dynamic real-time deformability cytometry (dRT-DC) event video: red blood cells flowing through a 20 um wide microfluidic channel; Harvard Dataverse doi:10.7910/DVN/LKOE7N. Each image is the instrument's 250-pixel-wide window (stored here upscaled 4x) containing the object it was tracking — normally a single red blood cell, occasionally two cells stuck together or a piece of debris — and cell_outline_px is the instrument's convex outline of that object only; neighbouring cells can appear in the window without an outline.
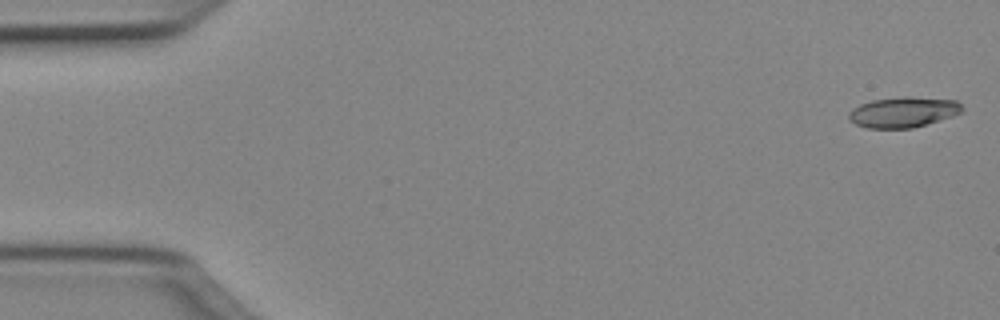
{"species": "Egyptian fruit bat (a non-hibernating species)", "species_latin": "Rousettus aegyptiacus", "temperature_condition": "cold", "stored_images_in_passage": 49, "camera_frame_rate_fps": 3000, "um_per_image_px": 0.085, "animal": {"sex": "female"}, "frame": {"image": 1, "passage_image": 1, "time_ms": 0.0, "image_size_px": [1000, 320], "cell_outline_px": [[964, 112], [952, 116], [912, 128], [868, 128], [856, 124], [848, 120], [848, 112], [852, 108], [860, 104], [872, 100], [904, 96], [908, 96], [956, 100], [964, 108]], "centroid_in_image_um": [76.76, 9.52], "position_along_channel_um": 8.2, "area_um2": 20.23}}
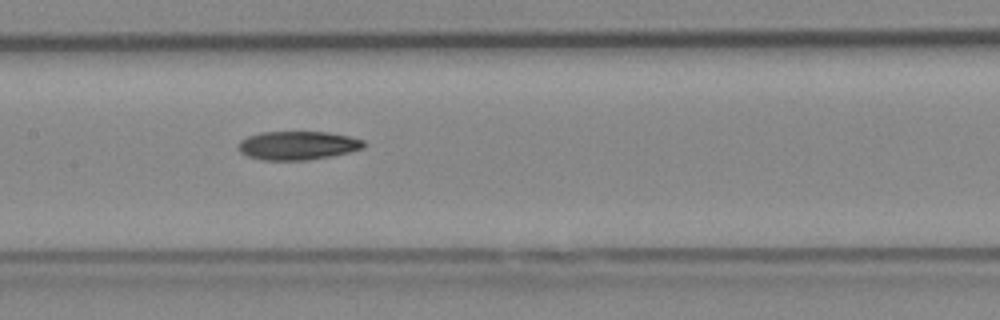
{"frame": {"image": 2, "passage_image": 24, "time_ms": 7.667, "image_size_px": [1000, 320], "cell_outline_px": [[364, 148], [348, 152], [308, 160], [260, 160], [248, 156], [240, 152], [236, 148], [240, 140], [248, 136], [260, 132], [328, 132], [348, 136], [364, 140]], "centroid_in_image_um": [25.25, 12.36], "position_along_channel_um": 182.1, "area_um2": 20.92}}
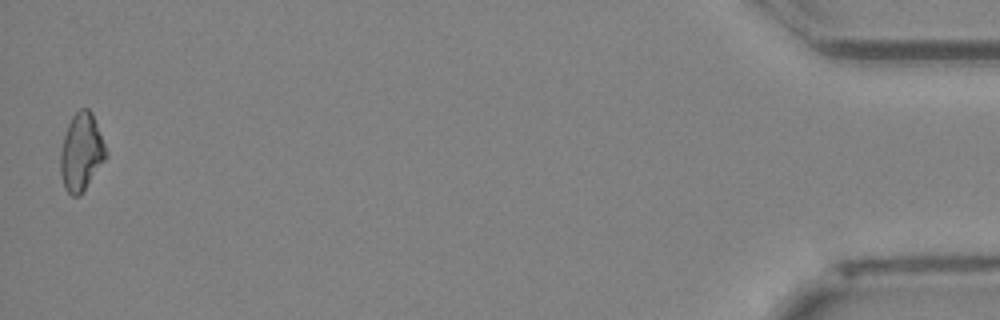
{"frame": {"image": 3, "passage_image": 49, "time_ms": 16.0, "image_size_px": [1000, 320], "cell_outline_px": [[108, 156], [80, 196], [72, 196], [64, 188], [60, 172], [60, 152], [64, 136], [68, 124], [72, 116], [80, 108], [88, 108], [92, 112], [108, 152]], "centroid_in_image_um": [6.92, 12.94], "position_along_channel_um": 428.3, "area_um2": 20.69}, "authors_computed_cell_mechanics": {"area_um2": 20.6924, "velocity_mm_per_s": 4.0723, "shape_relaxation_time_tau1_ms": 11.1249, "shape_relaxation_time_tau2_ms": null, "deformation_change_tau1": 0.2483, "deformation_change_tau2": null}}